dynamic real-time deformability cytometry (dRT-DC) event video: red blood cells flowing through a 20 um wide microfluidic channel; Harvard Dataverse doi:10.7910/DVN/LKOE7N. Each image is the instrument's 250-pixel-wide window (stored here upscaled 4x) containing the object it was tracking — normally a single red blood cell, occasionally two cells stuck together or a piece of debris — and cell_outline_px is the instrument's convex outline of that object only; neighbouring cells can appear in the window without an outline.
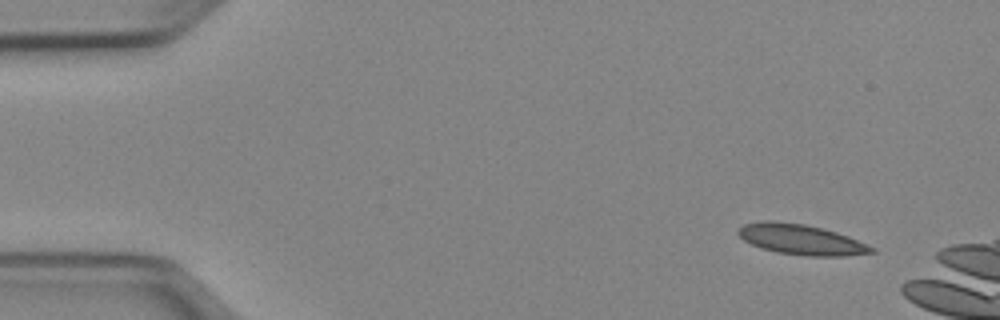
{"species": "Egyptian fruit bat (a non-hibernating species)", "species_latin": "Rousettus aegyptiacus", "temperature_condition": "cold", "stored_images_in_passage": 11, "camera_frame_rate_fps": 3000, "um_per_image_px": 0.085, "animal": {"sex": "female"}, "frame": {"image": 1, "passage_image": 1, "time_ms": 0.0, "image_size_px": [1000, 320], "cell_outline_px": [[876, 252], [844, 256], [808, 256], [776, 252], [752, 244], [744, 240], [736, 232], [744, 224], [764, 220], [772, 220], [804, 224], [836, 232], [848, 236], [876, 248]], "centroid_in_image_um": [68.11, 20.36], "position_along_channel_um": 16.9, "area_um2": 23.41}}